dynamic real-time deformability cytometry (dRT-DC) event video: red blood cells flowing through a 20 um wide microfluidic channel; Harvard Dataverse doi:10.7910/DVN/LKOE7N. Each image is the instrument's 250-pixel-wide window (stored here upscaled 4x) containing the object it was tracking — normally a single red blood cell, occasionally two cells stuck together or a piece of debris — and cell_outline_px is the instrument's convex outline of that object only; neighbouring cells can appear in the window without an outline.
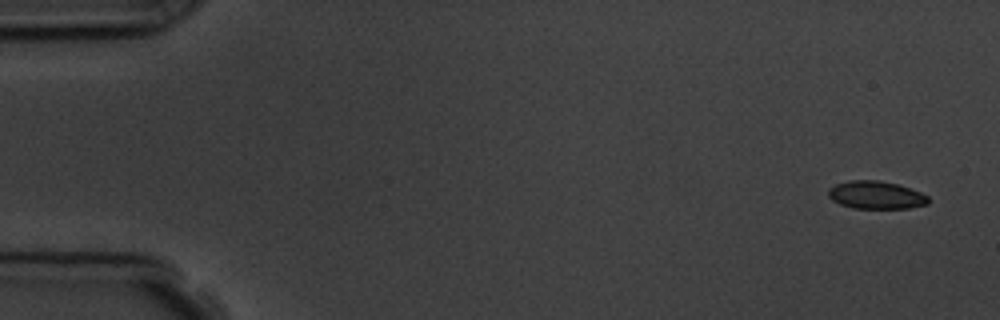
{"species": "common noctule bat (a hibernating species)", "species_latin": "Nyctalus noctula", "temperature_condition": "room temperature", "stored_images_in_passage": 6, "camera_frame_rate_fps": 3000, "um_per_image_px": 0.085, "animal": {"sex": "male", "body_mass_g": 19.5, "forearm_length_mm": 54.6}, "frame": {"image": 1, "passage_image": 1, "time_ms": 0.0, "image_size_px": [1000, 320], "cell_outline_px": [[928, 204], [908, 208], [852, 208], [840, 204], [832, 200], [828, 196], [828, 188], [836, 184], [848, 180], [880, 180], [896, 184], [920, 192], [928, 196]], "centroid_in_image_um": [74.42, 16.57], "position_along_channel_um": 10.6, "area_um2": 16.18}}